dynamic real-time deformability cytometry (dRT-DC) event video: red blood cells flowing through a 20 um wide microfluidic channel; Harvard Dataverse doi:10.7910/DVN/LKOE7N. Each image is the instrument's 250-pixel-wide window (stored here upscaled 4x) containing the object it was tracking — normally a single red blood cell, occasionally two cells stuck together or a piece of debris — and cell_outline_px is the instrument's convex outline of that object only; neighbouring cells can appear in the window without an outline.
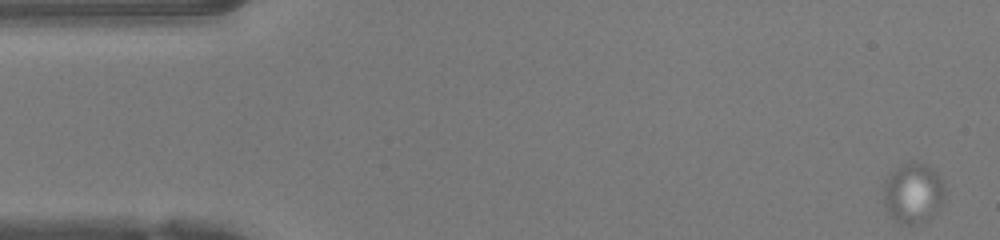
{"species": "human", "species_latin": "Homo sapiens", "temperature_condition": "warm", "stored_images_in_passage": 23, "camera_frame_rate_fps": 3000, "um_per_image_px": 0.085, "donor": {"sex": "female"}, "frame": {"image": 1, "passage_image": 1, "time_ms": 0.0, "image_size_px": [1000, 240], "cell_outline_px": [[944, 196], [936, 212], [932, 216], [924, 220], [912, 224], [908, 224], [896, 220], [888, 212], [884, 204], [884, 184], [888, 176], [900, 164], [912, 160], [916, 160], [928, 164], [932, 168], [944, 184]], "centroid_in_image_um": [77.61, 16.35], "position_along_channel_um": 7.4, "area_um2": 21.33}}